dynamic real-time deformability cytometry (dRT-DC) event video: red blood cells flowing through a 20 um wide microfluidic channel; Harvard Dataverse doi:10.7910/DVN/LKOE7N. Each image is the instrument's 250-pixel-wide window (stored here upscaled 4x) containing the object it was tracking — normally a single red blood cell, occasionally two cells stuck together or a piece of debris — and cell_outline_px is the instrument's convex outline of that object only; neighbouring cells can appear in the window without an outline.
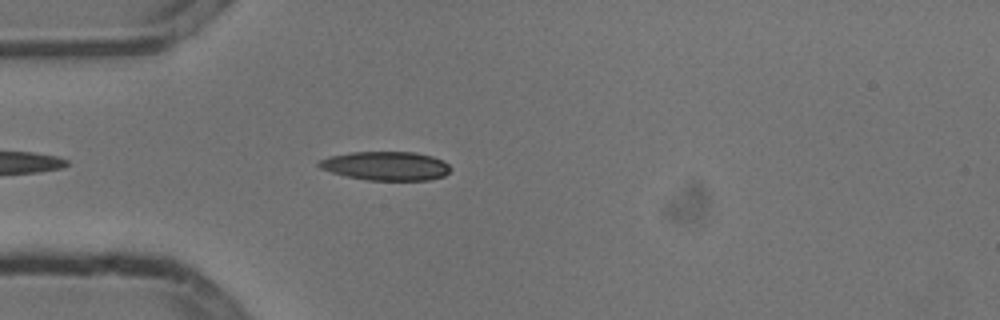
{"species": "common noctule bat (a hibernating species)", "species_latin": "Nyctalus noctula", "temperature_condition": "cold", "stored_images_in_passage": 27, "camera_frame_rate_fps": 3000, "um_per_image_px": 0.085, "animal": {"sex": "male", "body_mass_g": 13.3}, "frame": {"image": 1, "passage_image": 4, "time_ms": 1.0, "image_size_px": [1000, 320], "cell_outline_px": [[452, 168], [444, 176], [428, 180], [368, 180], [344, 176], [320, 168], [316, 164], [320, 160], [332, 156], [352, 152], [416, 152], [432, 156], [444, 160]], "centroid_in_image_um": [32.83, 14.1], "position_along_channel_um": 52.2, "area_um2": 22.14}}
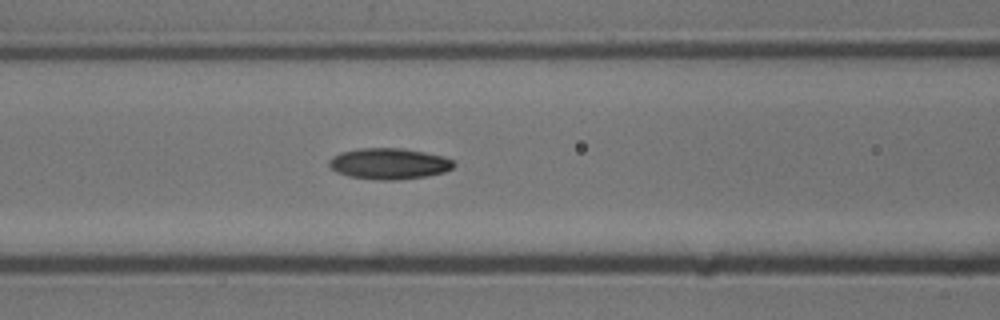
{"frame": {"image": 2, "passage_image": 11, "time_ms": 3.333, "image_size_px": [1000, 320], "cell_outline_px": [[456, 164], [452, 168], [444, 172], [428, 176], [396, 180], [380, 180], [348, 176], [336, 172], [328, 164], [328, 160], [332, 156], [340, 152], [360, 148], [404, 148], [444, 156], [452, 160]], "centroid_in_image_um": [33.06, 13.91], "position_along_channel_um": 133.5, "area_um2": 22.72}}
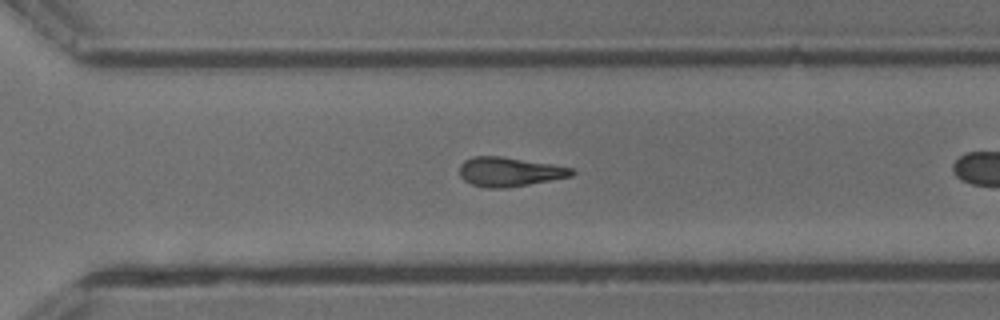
{"frame": {"image": 3, "passage_image": 23, "time_ms": 7.333, "image_size_px": [1000, 320], "cell_outline_px": [[576, 172], [572, 176], [528, 184], [504, 188], [484, 188], [472, 184], [464, 180], [460, 176], [460, 164], [464, 160], [472, 156], [500, 156], [552, 164], [572, 168]], "centroid_in_image_um": [43.27, 14.6], "position_along_channel_um": 327.3, "area_um2": 19.07}}